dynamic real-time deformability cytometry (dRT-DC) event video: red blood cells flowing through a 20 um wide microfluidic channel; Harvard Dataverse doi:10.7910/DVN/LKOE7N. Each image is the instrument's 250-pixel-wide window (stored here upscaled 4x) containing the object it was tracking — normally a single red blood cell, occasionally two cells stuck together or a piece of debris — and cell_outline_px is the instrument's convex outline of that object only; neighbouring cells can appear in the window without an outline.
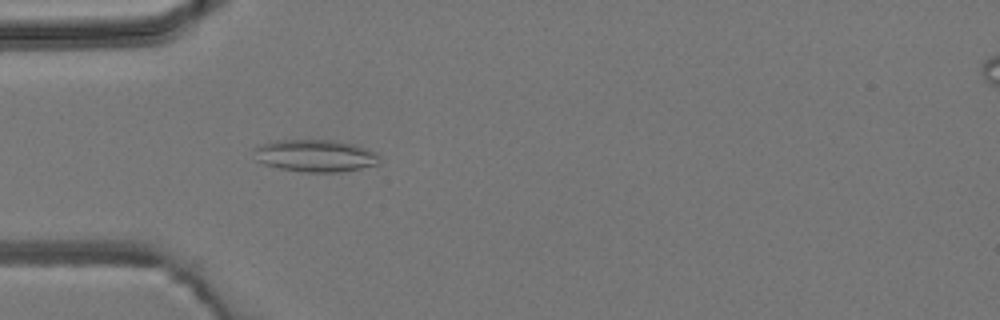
{"species": "common noctule bat (a hibernating species)", "species_latin": "Nyctalus noctula", "temperature_condition": "room temperature", "stored_images_in_passage": 4, "camera_frame_rate_fps": 3000, "um_per_image_px": 0.085, "animal": {"sex": "male", "body_mass_g": 19.2, "forearm_length_mm": 51.8}, "frame": {"image": 1, "passage_image": 4, "time_ms": 3.333, "image_size_px": [1000, 320], "cell_outline_px": [[380, 164], [340, 172], [304, 172], [280, 168], [264, 164], [256, 160], [252, 148], [260, 144], [276, 140], [332, 140], [352, 144], [376, 152]], "centroid_in_image_um": [26.75, 13.23], "position_along_channel_um": 58.2, "area_um2": 23.52}}